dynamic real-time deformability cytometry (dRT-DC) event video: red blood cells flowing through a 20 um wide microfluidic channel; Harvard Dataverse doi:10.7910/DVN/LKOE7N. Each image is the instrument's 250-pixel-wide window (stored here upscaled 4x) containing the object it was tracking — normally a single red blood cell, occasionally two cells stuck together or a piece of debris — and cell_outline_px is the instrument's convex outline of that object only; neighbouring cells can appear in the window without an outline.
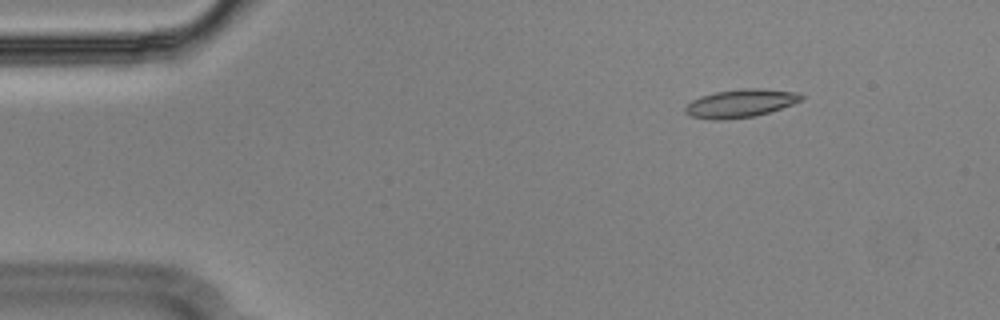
{"species": "Egyptian fruit bat (a non-hibernating species)", "species_latin": "Rousettus aegyptiacus", "temperature_condition": "cold", "stored_images_in_passage": 49, "camera_frame_rate_fps": 3000, "um_per_image_px": 0.085, "animal": {"sex": "male"}, "frame": {"image": 1, "passage_image": 1, "time_ms": 0.0, "image_size_px": [1000, 320], "cell_outline_px": [[804, 100], [756, 116], [724, 120], [712, 120], [692, 116], [684, 112], [684, 108], [692, 100], [700, 96], [716, 92], [744, 88], [756, 88], [796, 92], [804, 96]], "centroid_in_image_um": [62.93, 8.79], "position_along_channel_um": 22.1, "area_um2": 18.96}}
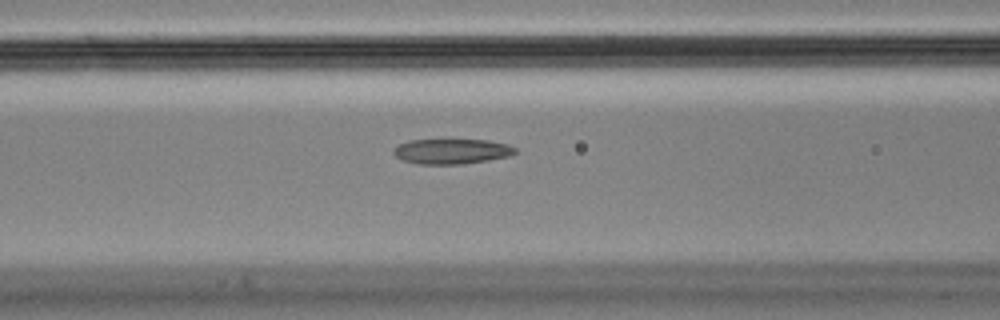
{"frame": {"image": 2, "passage_image": 16, "time_ms": 5.0, "image_size_px": [1000, 320], "cell_outline_px": [[516, 152], [508, 156], [488, 160], [464, 164], [420, 164], [404, 160], [396, 156], [392, 152], [400, 144], [408, 140], [488, 140], [508, 144], [516, 148]], "centroid_in_image_um": [38.42, 12.86], "position_along_channel_um": 128.2, "area_um2": 17.63}}
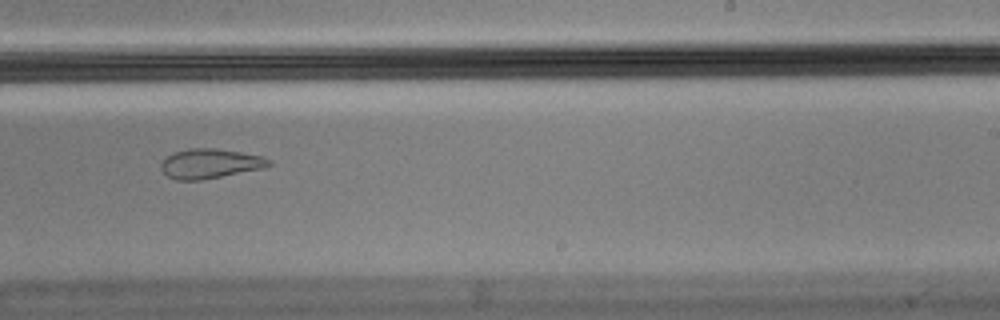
{"frame": {"image": 3, "passage_image": 28, "time_ms": 9.0, "image_size_px": [1000, 320], "cell_outline_px": [[272, 164], [264, 168], [200, 180], [176, 180], [168, 176], [160, 168], [160, 164], [168, 156], [176, 152], [188, 148], [216, 148], [240, 152], [260, 156], [272, 160]], "centroid_in_image_um": [17.86, 13.9], "position_along_channel_um": 271.1, "area_um2": 18.44}, "authors_computed_cell_mechanics": {"area_um2": 19.1896, "velocity_mm_per_s": 3.5807, "shape_relaxation_time_tau1_ms": null, "shape_relaxation_time_tau2_ms": 2.4085, "deformation_change_tau1": null, "deformation_change_tau2": 0.0896}}